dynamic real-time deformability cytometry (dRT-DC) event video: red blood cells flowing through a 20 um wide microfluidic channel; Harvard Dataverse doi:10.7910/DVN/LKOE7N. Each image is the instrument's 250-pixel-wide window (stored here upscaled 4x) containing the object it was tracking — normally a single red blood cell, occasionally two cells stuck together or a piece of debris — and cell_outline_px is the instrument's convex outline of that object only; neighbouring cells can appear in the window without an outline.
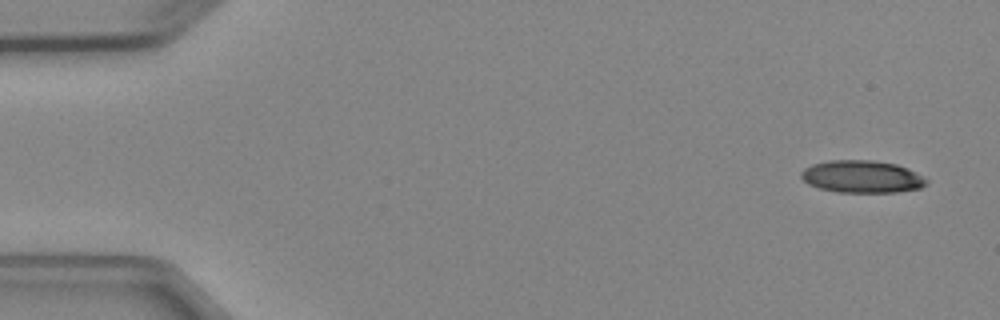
{"species": "Egyptian fruit bat (a non-hibernating species)", "species_latin": "Rousettus aegyptiacus", "temperature_condition": "cold", "stored_images_in_passage": 5, "camera_frame_rate_fps": 3000, "um_per_image_px": 0.085, "animal": {"sex": "female"}, "frame": {"image": 1, "passage_image": 1, "time_ms": 0.0, "image_size_px": [1000, 320], "cell_outline_px": [[928, 184], [920, 188], [896, 192], [840, 192], [820, 188], [808, 184], [800, 176], [800, 172], [804, 168], [812, 164], [828, 160], [872, 160], [896, 164], [908, 168], [928, 180]], "centroid_in_image_um": [73.26, 15.01], "position_along_channel_um": 11.7, "area_um2": 23.64}}
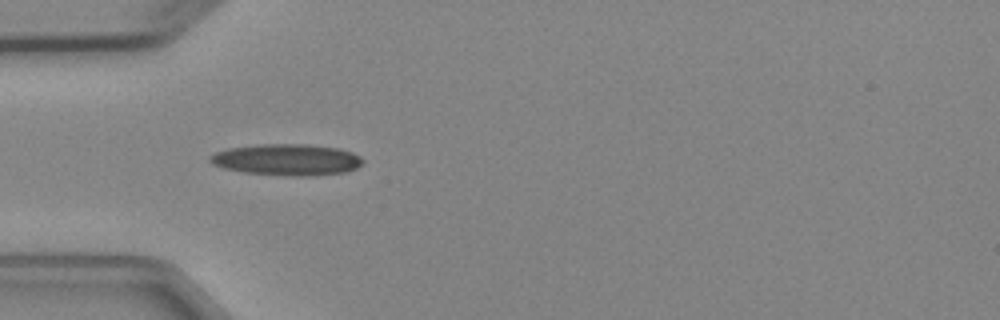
{"frame": {"image": 2, "passage_image": 4, "time_ms": 4.333, "image_size_px": [1000, 320], "cell_outline_px": [[364, 160], [356, 168], [344, 172], [312, 176], [288, 176], [244, 172], [224, 168], [212, 164], [208, 160], [208, 156], [216, 152], [228, 148], [260, 144], [304, 144], [336, 148], [352, 152], [360, 156]], "centroid_in_image_um": [24.35, 13.57], "position_along_channel_um": 60.6, "area_um2": 27.92}}